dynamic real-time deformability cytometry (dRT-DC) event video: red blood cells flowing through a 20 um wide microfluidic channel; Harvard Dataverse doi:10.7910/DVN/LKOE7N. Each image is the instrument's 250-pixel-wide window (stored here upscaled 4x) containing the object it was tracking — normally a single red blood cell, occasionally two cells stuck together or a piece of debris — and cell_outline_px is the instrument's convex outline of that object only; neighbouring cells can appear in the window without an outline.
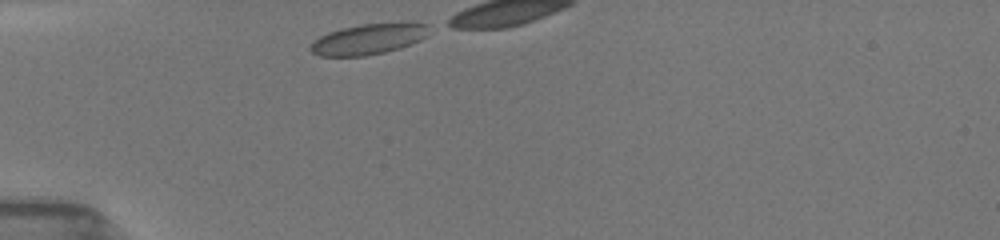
{"species": "common noctule bat (a hibernating species)", "species_latin": "Nyctalus noctula", "temperature_condition": "room temperature", "stored_images_in_passage": 5, "camera_frame_rate_fps": 3000, "um_per_image_px": 0.085, "animal": {"sex": "female", "body_mass_g": 19.5, "forearm_length_mm": 54.1}, "frame": {"image": 1, "passage_image": 1, "time_ms": 0.0, "image_size_px": [1000, 240], "cell_outline_px": [[428, 36], [420, 40], [400, 48], [384, 52], [364, 56], [320, 56], [312, 52], [312, 44], [320, 36], [328, 32], [340, 28], [360, 24], [404, 20], [428, 24]], "centroid_in_image_um": [31.41, 3.28], "position_along_channel_um": 53.6, "area_um2": 21.62}}